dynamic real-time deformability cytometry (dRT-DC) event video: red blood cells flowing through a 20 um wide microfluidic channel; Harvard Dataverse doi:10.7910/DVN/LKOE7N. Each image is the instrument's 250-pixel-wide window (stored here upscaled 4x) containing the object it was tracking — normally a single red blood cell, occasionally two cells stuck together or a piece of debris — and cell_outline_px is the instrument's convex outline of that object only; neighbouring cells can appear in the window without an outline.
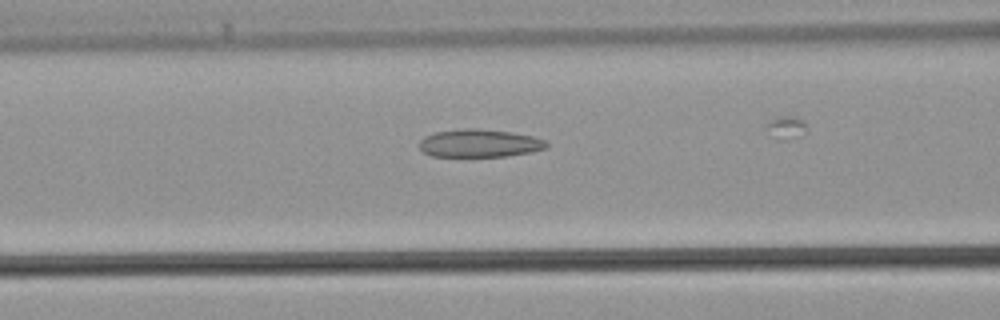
{"species": "common noctule bat (a hibernating species)", "species_latin": "Nyctalus noctula", "temperature_condition": "warm", "stored_images_in_passage": 30, "camera_frame_rate_fps": 3000, "um_per_image_px": 0.085, "animal": {"sex": "male", "body_mass_g": 21.5, "forearm_length_mm": 52.0}, "frame": {"image": 1, "passage_image": 16, "time_ms": 5.0, "image_size_px": [1000, 320], "cell_outline_px": [[548, 148], [532, 152], [508, 156], [432, 156], [424, 152], [420, 148], [420, 140], [424, 136], [436, 132], [464, 128], [476, 128], [512, 132], [532, 136], [544, 140], [548, 144]], "centroid_in_image_um": [40.78, 12.17], "position_along_channel_um": 125.8, "area_um2": 20.69}}
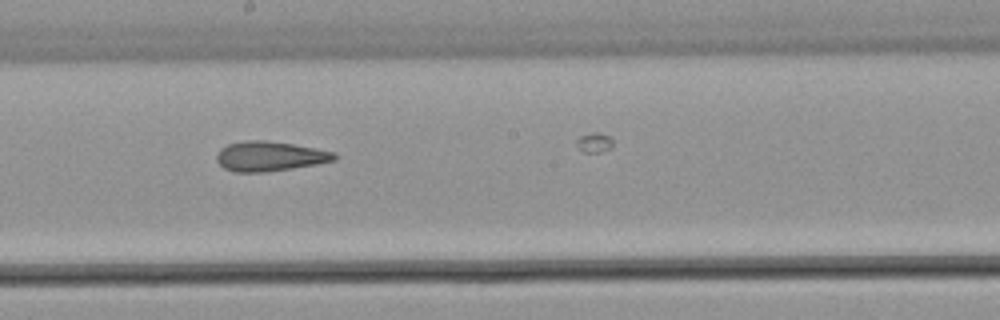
{"frame": {"image": 2, "passage_image": 22, "time_ms": 7.0, "image_size_px": [1000, 320], "cell_outline_px": [[336, 160], [316, 164], [268, 172], [236, 172], [224, 168], [216, 160], [216, 152], [220, 148], [228, 144], [248, 140], [268, 140], [292, 144], [332, 152], [336, 156]], "centroid_in_image_um": [22.86, 13.28], "position_along_channel_um": 225.3, "area_um2": 20.29}}
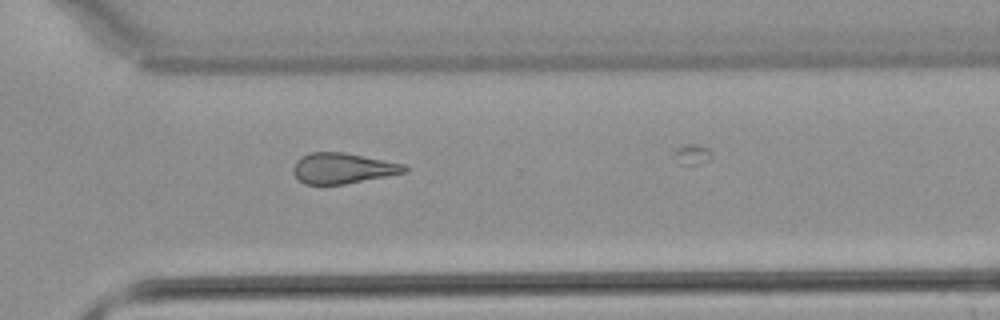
{"frame": {"image": 3, "passage_image": 29, "time_ms": 9.333, "image_size_px": [1000, 320], "cell_outline_px": [[408, 172], [344, 184], [304, 184], [296, 176], [292, 168], [296, 160], [300, 156], [312, 152], [344, 152], [404, 164], [408, 168]], "centroid_in_image_um": [29.13, 14.29], "position_along_channel_um": 341.5, "area_um2": 19.77}}